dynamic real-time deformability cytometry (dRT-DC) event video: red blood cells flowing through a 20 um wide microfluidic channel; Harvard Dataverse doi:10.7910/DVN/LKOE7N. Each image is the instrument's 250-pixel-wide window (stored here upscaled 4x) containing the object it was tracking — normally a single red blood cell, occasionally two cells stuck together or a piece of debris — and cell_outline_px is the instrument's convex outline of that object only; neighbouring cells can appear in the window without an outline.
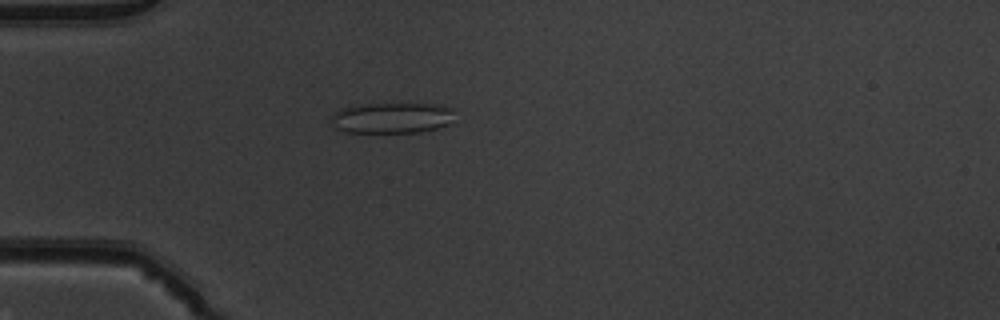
{"species": "common noctule bat (a hibernating species)", "species_latin": "Nyctalus noctula", "temperature_condition": "warm", "stored_images_in_passage": 53, "camera_frame_rate_fps": 3000, "um_per_image_px": 0.085, "animal": {"sex": "male", "body_mass_g": 19.5, "forearm_length_mm": 54.6}, "frame": {"image": 1, "passage_image": 16, "time_ms": 5.0, "image_size_px": [1000, 320], "cell_outline_px": [[456, 108], [448, 124], [436, 128], [420, 132], [344, 132], [336, 128], [332, 124], [332, 116], [340, 108], [364, 104], [432, 104]], "centroid_in_image_um": [33.31, 10.02], "position_along_channel_um": 51.7, "area_um2": 21.96}}
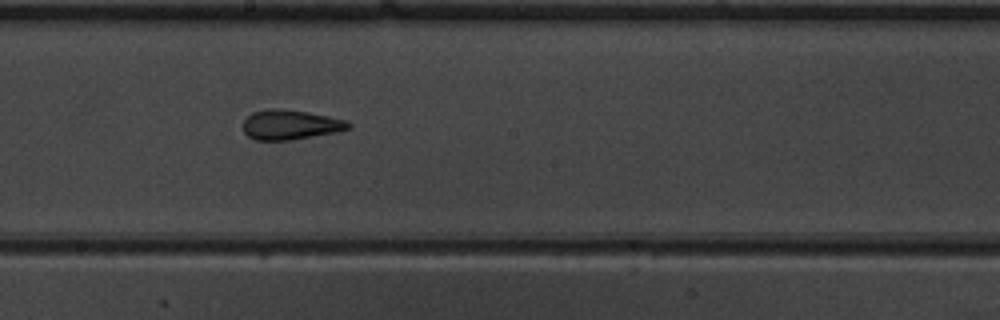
{"frame": {"image": 2, "passage_image": 30, "time_ms": 9.667, "image_size_px": [1000, 320], "cell_outline_px": [[352, 124], [348, 128], [336, 132], [292, 140], [256, 140], [248, 136], [244, 132], [244, 120], [252, 112], [272, 108], [280, 108], [308, 112], [348, 120]], "centroid_in_image_um": [24.69, 10.6], "position_along_channel_um": 223.5, "area_um2": 18.26}}
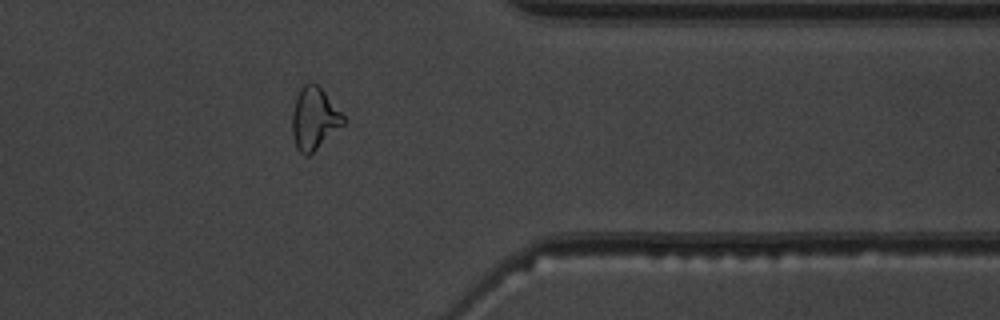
{"frame": {"image": 3, "passage_image": 43, "time_ms": 14.0, "image_size_px": [1000, 320], "cell_outline_px": [[348, 120], [344, 124], [308, 156], [304, 156], [296, 148], [292, 136], [292, 112], [296, 96], [300, 88], [304, 84], [312, 80], [324, 92]], "centroid_in_image_um": [26.69, 10.07], "position_along_channel_um": 384.7, "area_um2": 18.61}, "authors_computed_cell_mechanics": {"area_um2": 20.6346, "velocity_mm_per_s": 3.9524, "shape_relaxation_time_tau1_ms": null, "shape_relaxation_time_tau2_ms": 1.3705, "deformation_change_tau1": null, "deformation_change_tau2": 0.099}}